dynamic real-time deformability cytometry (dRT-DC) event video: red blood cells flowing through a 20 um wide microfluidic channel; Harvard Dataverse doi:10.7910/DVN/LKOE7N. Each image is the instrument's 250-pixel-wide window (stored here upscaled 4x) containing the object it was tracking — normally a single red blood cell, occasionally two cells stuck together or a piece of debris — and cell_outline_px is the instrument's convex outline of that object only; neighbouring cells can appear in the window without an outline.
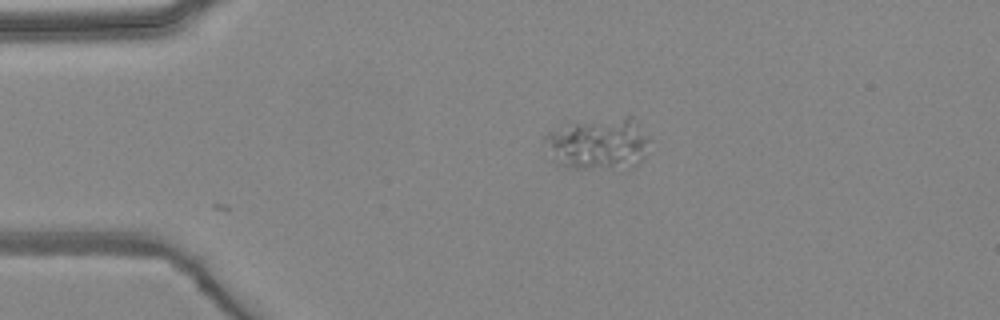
{"species": "common noctule bat (a hibernating species)", "species_latin": "Nyctalus noctula", "temperature_condition": "warm", "stored_images_in_passage": 3, "camera_frame_rate_fps": 3000, "um_per_image_px": 0.085, "animal": {"sex": "female", "body_mass_g": 24.6, "forearm_length_mm": 56.2}, "frame": {"image": 1, "passage_image": 3, "time_ms": 2.333, "image_size_px": [1000, 320], "cell_outline_px": [[652, 140], [644, 156], [636, 164], [628, 168], [564, 168], [556, 164], [552, 160], [544, 140], [544, 136], [548, 132], [564, 120], [624, 116], [632, 116]], "centroid_in_image_um": [50.81, 12.15], "position_along_channel_um": 34.2, "area_um2": 33.23}}